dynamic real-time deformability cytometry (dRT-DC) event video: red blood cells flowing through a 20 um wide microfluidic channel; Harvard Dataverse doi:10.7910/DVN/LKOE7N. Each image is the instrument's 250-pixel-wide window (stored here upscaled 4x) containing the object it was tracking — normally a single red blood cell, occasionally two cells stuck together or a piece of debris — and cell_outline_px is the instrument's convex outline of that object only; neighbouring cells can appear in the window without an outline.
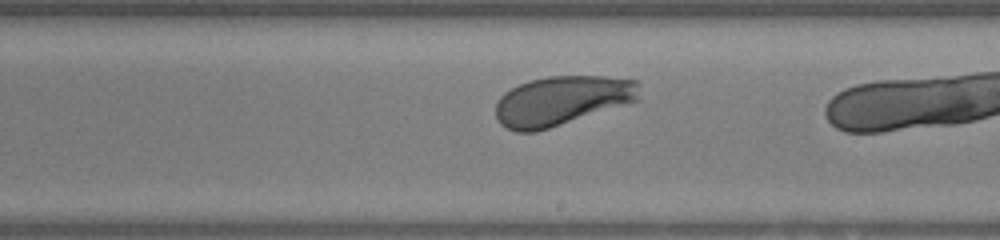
{"species": "human", "species_latin": "Homo sapiens", "temperature_condition": "warm", "stored_images_in_passage": 23, "camera_frame_rate_fps": 3000, "um_per_image_px": 0.085, "donor": {"sex": "female"}, "frame": {"image": 1, "passage_image": 14, "time_ms": 4.333, "image_size_px": [1000, 240], "cell_outline_px": [[640, 100], [536, 132], [516, 132], [500, 124], [496, 120], [496, 104], [500, 96], [504, 92], [520, 84], [532, 80], [548, 76], [604, 76], [636, 80], [640, 84]], "centroid_in_image_um": [47.77, 8.55], "position_along_channel_um": 241.2, "area_um2": 41.5}}
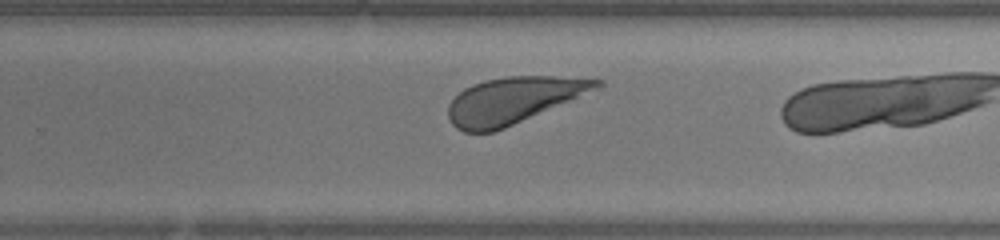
{"frame": {"image": 2, "passage_image": 17, "time_ms": 5.333, "image_size_px": [1000, 240], "cell_outline_px": [[604, 84], [600, 88], [504, 128], [492, 132], [464, 132], [456, 128], [452, 124], [448, 116], [448, 104], [464, 88], [472, 84], [484, 80], [508, 76], [552, 76], [604, 80]], "centroid_in_image_um": [43.61, 8.52], "position_along_channel_um": 286.2, "area_um2": 39.82}}